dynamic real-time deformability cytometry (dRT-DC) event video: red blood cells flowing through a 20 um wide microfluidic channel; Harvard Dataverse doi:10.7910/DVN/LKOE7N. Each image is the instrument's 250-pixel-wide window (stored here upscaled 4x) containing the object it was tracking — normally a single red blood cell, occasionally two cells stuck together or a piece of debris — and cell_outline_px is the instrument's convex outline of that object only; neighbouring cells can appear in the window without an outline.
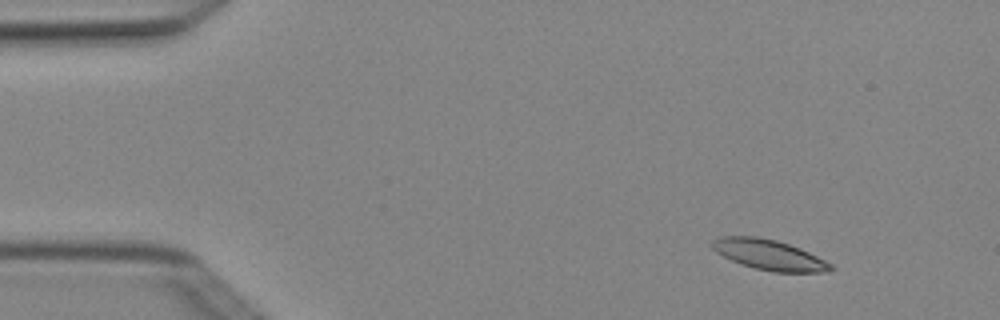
{"species": "Egyptian fruit bat (a non-hibernating species)", "species_latin": "Rousettus aegyptiacus", "temperature_condition": "cold", "stored_images_in_passage": 4, "segment_of_instrument_passage": [1, 2], "camera_frame_rate_fps": 3000, "um_per_image_px": 0.085, "animal": {"sex": "female"}, "frame": {"image": 1, "passage_image": 1, "time_ms": 0.0, "image_size_px": [1000, 320], "cell_outline_px": [[836, 268], [828, 272], [772, 272], [756, 268], [732, 260], [716, 252], [712, 248], [712, 240], [720, 236], [756, 236], [776, 240], [800, 248], [832, 264]], "centroid_in_image_um": [65.39, 21.65], "position_along_channel_um": 19.6, "area_um2": 20.75}}